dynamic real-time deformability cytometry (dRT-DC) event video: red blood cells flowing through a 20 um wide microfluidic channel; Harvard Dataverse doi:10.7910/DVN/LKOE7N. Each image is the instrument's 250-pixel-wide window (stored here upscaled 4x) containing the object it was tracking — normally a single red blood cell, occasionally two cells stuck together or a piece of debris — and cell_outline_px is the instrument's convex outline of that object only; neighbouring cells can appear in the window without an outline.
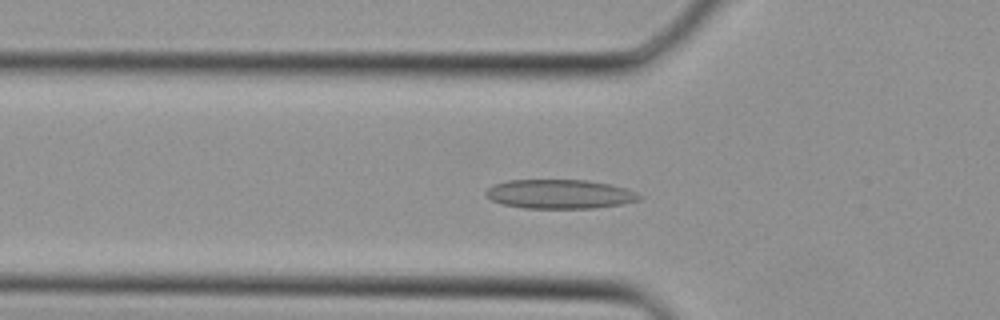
{"species": "Egyptian fruit bat (a non-hibernating species)", "species_latin": "Rousettus aegyptiacus", "temperature_condition": "cold", "stored_images_in_passage": 7, "camera_frame_rate_fps": 3000, "um_per_image_px": 0.085, "animal": {"sex": "female"}, "frame": {"image": 1, "passage_image": 6, "time_ms": 1.667, "image_size_px": [1000, 320], "cell_outline_px": [[644, 196], [640, 200], [624, 204], [592, 208], [524, 208], [500, 204], [484, 196], [484, 192], [492, 184], [504, 180], [588, 180], [608, 184], [624, 188], [636, 192]], "centroid_in_image_um": [47.54, 16.5], "position_along_channel_um": 78.3, "area_um2": 26.36}}